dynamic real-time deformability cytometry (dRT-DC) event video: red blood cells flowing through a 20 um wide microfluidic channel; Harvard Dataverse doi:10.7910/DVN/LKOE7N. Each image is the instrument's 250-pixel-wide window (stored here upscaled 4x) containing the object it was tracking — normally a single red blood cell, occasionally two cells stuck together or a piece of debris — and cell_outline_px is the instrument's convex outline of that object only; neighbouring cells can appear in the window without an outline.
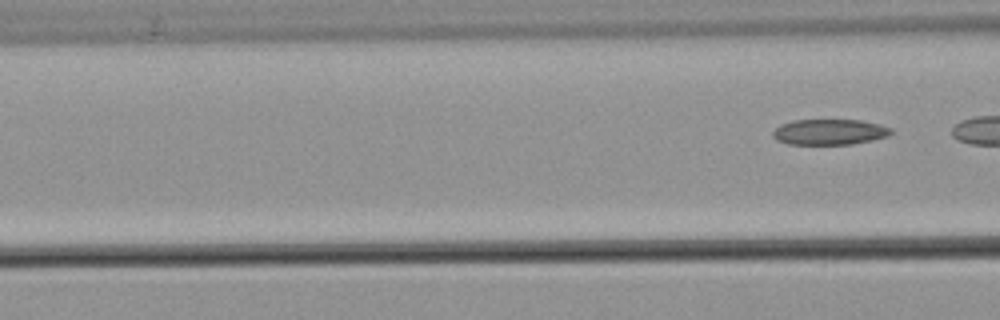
{"species": "common noctule bat (a hibernating species)", "species_latin": "Nyctalus noctula", "temperature_condition": "warm", "stored_images_in_passage": 3, "segment_of_instrument_passage": [2, 2], "camera_frame_rate_fps": 3000, "um_per_image_px": 0.085, "animal": {"sex": "male", "body_mass_g": 21.5, "forearm_length_mm": 52.0}, "frame": {"image": 1, "passage_image": 3, "time_ms": 3.0, "image_size_px": [1000, 320], "cell_outline_px": [[892, 132], [888, 136], [872, 140], [852, 144], [788, 144], [776, 140], [772, 136], [772, 132], [780, 124], [792, 120], [860, 120], [880, 124], [892, 128]], "centroid_in_image_um": [70.49, 11.21], "position_along_channel_um": 96.1, "area_um2": 17.74}}